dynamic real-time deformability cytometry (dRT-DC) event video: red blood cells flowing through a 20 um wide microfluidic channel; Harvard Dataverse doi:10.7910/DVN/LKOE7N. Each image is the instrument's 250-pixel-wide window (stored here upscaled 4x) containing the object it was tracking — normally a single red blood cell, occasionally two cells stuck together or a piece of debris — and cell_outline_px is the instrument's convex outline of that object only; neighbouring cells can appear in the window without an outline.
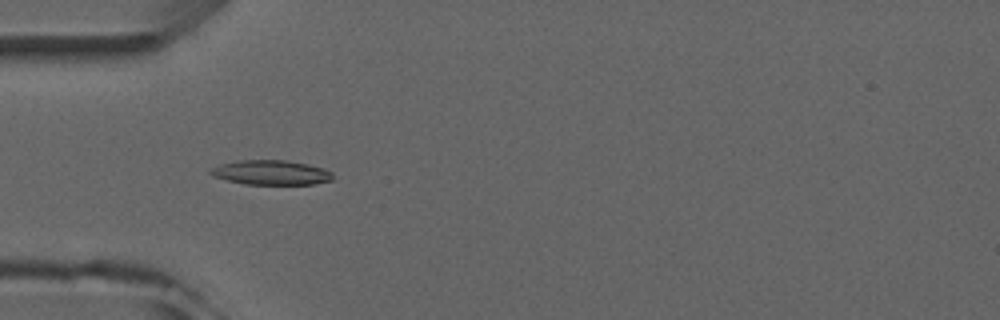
{"species": "common noctule bat (a hibernating species)", "species_latin": "Nyctalus noctula", "temperature_condition": "room temperature", "stored_images_in_passage": 5, "camera_frame_rate_fps": 3000, "um_per_image_px": 0.085, "animal": {"sex": "male", "forearm_length_mm": 52.5}, "frame": {"image": 1, "passage_image": 4, "time_ms": 4.667, "image_size_px": [1000, 320], "cell_outline_px": [[332, 180], [312, 184], [244, 184], [212, 176], [208, 172], [208, 168], [220, 164], [240, 160], [284, 160], [308, 164], [324, 168], [332, 172]], "centroid_in_image_um": [23.0, 14.66], "position_along_channel_um": 62.0, "area_um2": 17.57}}
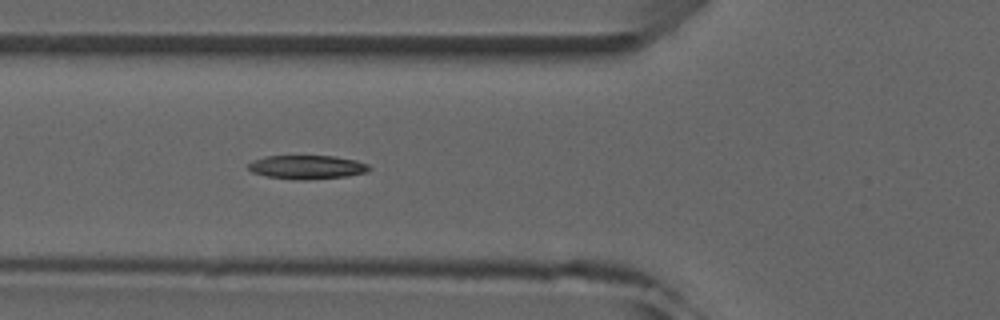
{"frame": {"image": 2, "passage_image": 5, "time_ms": 5.667, "image_size_px": [1000, 320], "cell_outline_px": [[372, 168], [368, 172], [348, 176], [304, 180], [300, 180], [268, 176], [252, 172], [248, 168], [248, 164], [252, 160], [264, 156], [332, 156], [356, 160], [368, 164]], "centroid_in_image_um": [26.12, 14.2], "position_along_channel_um": 99.7, "area_um2": 16.76}}